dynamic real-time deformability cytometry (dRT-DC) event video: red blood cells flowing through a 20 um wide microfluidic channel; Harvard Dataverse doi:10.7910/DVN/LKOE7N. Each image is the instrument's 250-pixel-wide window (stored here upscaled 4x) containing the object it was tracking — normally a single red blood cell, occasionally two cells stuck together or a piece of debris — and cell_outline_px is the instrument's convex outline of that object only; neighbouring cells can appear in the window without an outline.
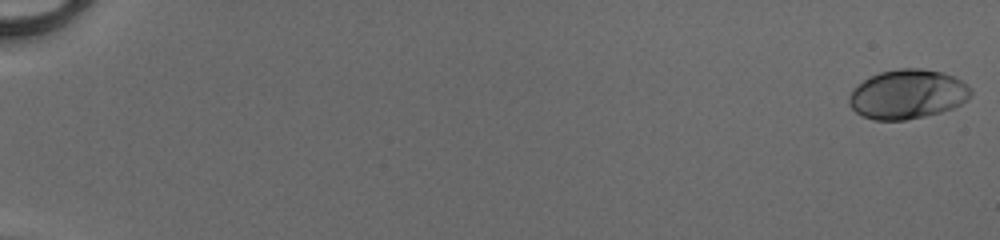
{"species": "human", "species_latin": "Homo sapiens", "temperature_condition": "cold", "stored_images_in_passage": 23, "camera_frame_rate_fps": 3000, "um_per_image_px": 0.085, "donor": {"sex": "male"}, "frame": {"image": 1, "passage_image": 1, "time_ms": 0.0, "image_size_px": [1000, 240], "cell_outline_px": [[972, 92], [960, 104], [952, 108], [940, 112], [924, 116], [904, 120], [872, 120], [856, 112], [848, 104], [848, 96], [864, 80], [880, 72], [900, 68], [924, 68], [956, 76], [972, 88]], "centroid_in_image_um": [77.15, 8.0], "position_along_channel_um": 7.9, "area_um2": 34.8}}
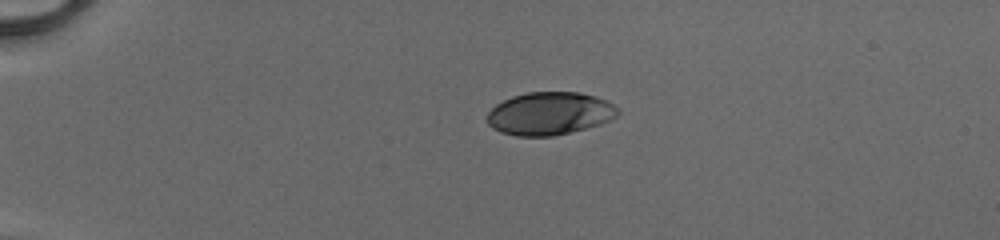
{"frame": {"image": 2, "passage_image": 14, "time_ms": 4.333, "image_size_px": [1000, 240], "cell_outline_px": [[620, 112], [616, 116], [600, 124], [552, 136], [516, 136], [500, 132], [492, 128], [488, 124], [488, 112], [496, 104], [512, 96], [528, 92], [580, 92], [596, 96], [620, 108]], "centroid_in_image_um": [46.71, 9.64], "position_along_channel_um": 38.3, "area_um2": 32.48}}
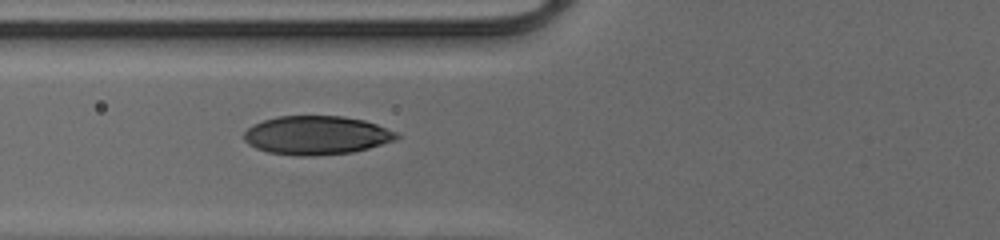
{"frame": {"image": 3, "passage_image": 23, "time_ms": 7.333, "image_size_px": [1000, 240], "cell_outline_px": [[400, 136], [396, 140], [368, 148], [352, 152], [312, 156], [296, 156], [268, 152], [256, 148], [248, 144], [244, 140], [244, 132], [252, 124], [276, 116], [344, 116], [364, 120], [376, 124], [396, 132]], "centroid_in_image_um": [26.88, 11.49], "position_along_channel_um": 98.9, "area_um2": 34.51}}